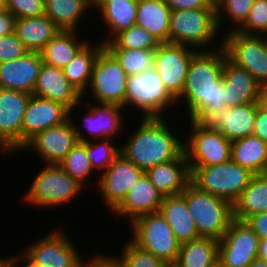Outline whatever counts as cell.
<instances>
[{
	"instance_id": "cell-11",
	"label": "cell",
	"mask_w": 267,
	"mask_h": 267,
	"mask_svg": "<svg viewBox=\"0 0 267 267\" xmlns=\"http://www.w3.org/2000/svg\"><path fill=\"white\" fill-rule=\"evenodd\" d=\"M189 138L184 140V153L189 167H207L231 160V145L217 129H205L190 120Z\"/></svg>"
},
{
	"instance_id": "cell-40",
	"label": "cell",
	"mask_w": 267,
	"mask_h": 267,
	"mask_svg": "<svg viewBox=\"0 0 267 267\" xmlns=\"http://www.w3.org/2000/svg\"><path fill=\"white\" fill-rule=\"evenodd\" d=\"M253 2L254 0H222L215 8L219 30L223 29L221 28V24L225 21L224 18L226 16L228 18L227 20H232L231 22L234 24V26H231L234 28L229 29L228 31L236 30L245 21Z\"/></svg>"
},
{
	"instance_id": "cell-14",
	"label": "cell",
	"mask_w": 267,
	"mask_h": 267,
	"mask_svg": "<svg viewBox=\"0 0 267 267\" xmlns=\"http://www.w3.org/2000/svg\"><path fill=\"white\" fill-rule=\"evenodd\" d=\"M50 232L34 241L23 252L42 267H84L85 260L67 233L61 227Z\"/></svg>"
},
{
	"instance_id": "cell-36",
	"label": "cell",
	"mask_w": 267,
	"mask_h": 267,
	"mask_svg": "<svg viewBox=\"0 0 267 267\" xmlns=\"http://www.w3.org/2000/svg\"><path fill=\"white\" fill-rule=\"evenodd\" d=\"M107 49L117 58L128 76L154 69L156 49Z\"/></svg>"
},
{
	"instance_id": "cell-27",
	"label": "cell",
	"mask_w": 267,
	"mask_h": 267,
	"mask_svg": "<svg viewBox=\"0 0 267 267\" xmlns=\"http://www.w3.org/2000/svg\"><path fill=\"white\" fill-rule=\"evenodd\" d=\"M59 31L45 14L15 19L14 33L29 52H40Z\"/></svg>"
},
{
	"instance_id": "cell-24",
	"label": "cell",
	"mask_w": 267,
	"mask_h": 267,
	"mask_svg": "<svg viewBox=\"0 0 267 267\" xmlns=\"http://www.w3.org/2000/svg\"><path fill=\"white\" fill-rule=\"evenodd\" d=\"M222 79L226 87L225 102L227 107L257 103L261 85L248 70L236 66L226 58Z\"/></svg>"
},
{
	"instance_id": "cell-56",
	"label": "cell",
	"mask_w": 267,
	"mask_h": 267,
	"mask_svg": "<svg viewBox=\"0 0 267 267\" xmlns=\"http://www.w3.org/2000/svg\"><path fill=\"white\" fill-rule=\"evenodd\" d=\"M209 3L214 6L215 8L218 6V4L222 1V0H208Z\"/></svg>"
},
{
	"instance_id": "cell-34",
	"label": "cell",
	"mask_w": 267,
	"mask_h": 267,
	"mask_svg": "<svg viewBox=\"0 0 267 267\" xmlns=\"http://www.w3.org/2000/svg\"><path fill=\"white\" fill-rule=\"evenodd\" d=\"M138 0H110L98 9V15L103 18L109 30L107 38L101 40L103 44L110 41L119 32L136 24Z\"/></svg>"
},
{
	"instance_id": "cell-2",
	"label": "cell",
	"mask_w": 267,
	"mask_h": 267,
	"mask_svg": "<svg viewBox=\"0 0 267 267\" xmlns=\"http://www.w3.org/2000/svg\"><path fill=\"white\" fill-rule=\"evenodd\" d=\"M140 121L133 136L120 145V152L127 160L146 172L184 153V142L169 128L164 117L141 118Z\"/></svg>"
},
{
	"instance_id": "cell-31",
	"label": "cell",
	"mask_w": 267,
	"mask_h": 267,
	"mask_svg": "<svg viewBox=\"0 0 267 267\" xmlns=\"http://www.w3.org/2000/svg\"><path fill=\"white\" fill-rule=\"evenodd\" d=\"M219 240L199 237L180 244L177 267H218Z\"/></svg>"
},
{
	"instance_id": "cell-13",
	"label": "cell",
	"mask_w": 267,
	"mask_h": 267,
	"mask_svg": "<svg viewBox=\"0 0 267 267\" xmlns=\"http://www.w3.org/2000/svg\"><path fill=\"white\" fill-rule=\"evenodd\" d=\"M259 237L245 221L233 219L219 240L218 267H247L258 258Z\"/></svg>"
},
{
	"instance_id": "cell-50",
	"label": "cell",
	"mask_w": 267,
	"mask_h": 267,
	"mask_svg": "<svg viewBox=\"0 0 267 267\" xmlns=\"http://www.w3.org/2000/svg\"><path fill=\"white\" fill-rule=\"evenodd\" d=\"M23 254V255H22ZM24 259V260H23ZM23 261L22 264L25 263V265L21 266L20 262ZM19 261V262H18ZM20 266H19V265ZM10 267H42L41 265L34 262L32 259H30L24 252L21 253L19 256H10Z\"/></svg>"
},
{
	"instance_id": "cell-10",
	"label": "cell",
	"mask_w": 267,
	"mask_h": 267,
	"mask_svg": "<svg viewBox=\"0 0 267 267\" xmlns=\"http://www.w3.org/2000/svg\"><path fill=\"white\" fill-rule=\"evenodd\" d=\"M221 40L227 58L248 70L261 85H267V36L226 31Z\"/></svg>"
},
{
	"instance_id": "cell-4",
	"label": "cell",
	"mask_w": 267,
	"mask_h": 267,
	"mask_svg": "<svg viewBox=\"0 0 267 267\" xmlns=\"http://www.w3.org/2000/svg\"><path fill=\"white\" fill-rule=\"evenodd\" d=\"M181 194L186 199L199 236L220 240L233 220L232 204L198 189L191 182Z\"/></svg>"
},
{
	"instance_id": "cell-39",
	"label": "cell",
	"mask_w": 267,
	"mask_h": 267,
	"mask_svg": "<svg viewBox=\"0 0 267 267\" xmlns=\"http://www.w3.org/2000/svg\"><path fill=\"white\" fill-rule=\"evenodd\" d=\"M112 141V139L86 141V154L94 171H96V169L105 171L121 153L120 146L114 145Z\"/></svg>"
},
{
	"instance_id": "cell-9",
	"label": "cell",
	"mask_w": 267,
	"mask_h": 267,
	"mask_svg": "<svg viewBox=\"0 0 267 267\" xmlns=\"http://www.w3.org/2000/svg\"><path fill=\"white\" fill-rule=\"evenodd\" d=\"M128 75L117 58L104 47L98 54L87 91L93 100L101 104L125 107V93Z\"/></svg>"
},
{
	"instance_id": "cell-1",
	"label": "cell",
	"mask_w": 267,
	"mask_h": 267,
	"mask_svg": "<svg viewBox=\"0 0 267 267\" xmlns=\"http://www.w3.org/2000/svg\"><path fill=\"white\" fill-rule=\"evenodd\" d=\"M217 47L218 50L199 49L189 63L185 84L176 103L186 100V110L190 120L204 110L218 112L227 108L226 87L222 79L227 55L222 42Z\"/></svg>"
},
{
	"instance_id": "cell-33",
	"label": "cell",
	"mask_w": 267,
	"mask_h": 267,
	"mask_svg": "<svg viewBox=\"0 0 267 267\" xmlns=\"http://www.w3.org/2000/svg\"><path fill=\"white\" fill-rule=\"evenodd\" d=\"M104 47L101 41L94 45L88 42L62 69L68 82L82 95L89 86L95 60Z\"/></svg>"
},
{
	"instance_id": "cell-6",
	"label": "cell",
	"mask_w": 267,
	"mask_h": 267,
	"mask_svg": "<svg viewBox=\"0 0 267 267\" xmlns=\"http://www.w3.org/2000/svg\"><path fill=\"white\" fill-rule=\"evenodd\" d=\"M130 226L129 240L134 244L167 264L176 262L181 243L160 211L141 215Z\"/></svg>"
},
{
	"instance_id": "cell-32",
	"label": "cell",
	"mask_w": 267,
	"mask_h": 267,
	"mask_svg": "<svg viewBox=\"0 0 267 267\" xmlns=\"http://www.w3.org/2000/svg\"><path fill=\"white\" fill-rule=\"evenodd\" d=\"M231 160L253 174L266 173L267 143L255 135L235 140L231 145Z\"/></svg>"
},
{
	"instance_id": "cell-51",
	"label": "cell",
	"mask_w": 267,
	"mask_h": 267,
	"mask_svg": "<svg viewBox=\"0 0 267 267\" xmlns=\"http://www.w3.org/2000/svg\"><path fill=\"white\" fill-rule=\"evenodd\" d=\"M258 108L267 112V85L261 86L257 98Z\"/></svg>"
},
{
	"instance_id": "cell-58",
	"label": "cell",
	"mask_w": 267,
	"mask_h": 267,
	"mask_svg": "<svg viewBox=\"0 0 267 267\" xmlns=\"http://www.w3.org/2000/svg\"><path fill=\"white\" fill-rule=\"evenodd\" d=\"M166 267H177L174 264H167Z\"/></svg>"
},
{
	"instance_id": "cell-22",
	"label": "cell",
	"mask_w": 267,
	"mask_h": 267,
	"mask_svg": "<svg viewBox=\"0 0 267 267\" xmlns=\"http://www.w3.org/2000/svg\"><path fill=\"white\" fill-rule=\"evenodd\" d=\"M42 64L40 52L29 51L20 58L0 63V88L33 95Z\"/></svg>"
},
{
	"instance_id": "cell-38",
	"label": "cell",
	"mask_w": 267,
	"mask_h": 267,
	"mask_svg": "<svg viewBox=\"0 0 267 267\" xmlns=\"http://www.w3.org/2000/svg\"><path fill=\"white\" fill-rule=\"evenodd\" d=\"M160 42L137 24L116 34L106 42V48L157 49Z\"/></svg>"
},
{
	"instance_id": "cell-45",
	"label": "cell",
	"mask_w": 267,
	"mask_h": 267,
	"mask_svg": "<svg viewBox=\"0 0 267 267\" xmlns=\"http://www.w3.org/2000/svg\"><path fill=\"white\" fill-rule=\"evenodd\" d=\"M245 222L256 233L259 240H267V211L251 215Z\"/></svg>"
},
{
	"instance_id": "cell-44",
	"label": "cell",
	"mask_w": 267,
	"mask_h": 267,
	"mask_svg": "<svg viewBox=\"0 0 267 267\" xmlns=\"http://www.w3.org/2000/svg\"><path fill=\"white\" fill-rule=\"evenodd\" d=\"M27 52L15 33L0 36V63L20 58Z\"/></svg>"
},
{
	"instance_id": "cell-43",
	"label": "cell",
	"mask_w": 267,
	"mask_h": 267,
	"mask_svg": "<svg viewBox=\"0 0 267 267\" xmlns=\"http://www.w3.org/2000/svg\"><path fill=\"white\" fill-rule=\"evenodd\" d=\"M4 9L15 19L43 15L45 0H4Z\"/></svg>"
},
{
	"instance_id": "cell-49",
	"label": "cell",
	"mask_w": 267,
	"mask_h": 267,
	"mask_svg": "<svg viewBox=\"0 0 267 267\" xmlns=\"http://www.w3.org/2000/svg\"><path fill=\"white\" fill-rule=\"evenodd\" d=\"M15 17L3 9L0 11V36L14 33Z\"/></svg>"
},
{
	"instance_id": "cell-41",
	"label": "cell",
	"mask_w": 267,
	"mask_h": 267,
	"mask_svg": "<svg viewBox=\"0 0 267 267\" xmlns=\"http://www.w3.org/2000/svg\"><path fill=\"white\" fill-rule=\"evenodd\" d=\"M235 31L267 36V0H254L245 21Z\"/></svg>"
},
{
	"instance_id": "cell-46",
	"label": "cell",
	"mask_w": 267,
	"mask_h": 267,
	"mask_svg": "<svg viewBox=\"0 0 267 267\" xmlns=\"http://www.w3.org/2000/svg\"><path fill=\"white\" fill-rule=\"evenodd\" d=\"M84 260V267H125L120 256L96 255L94 258Z\"/></svg>"
},
{
	"instance_id": "cell-5",
	"label": "cell",
	"mask_w": 267,
	"mask_h": 267,
	"mask_svg": "<svg viewBox=\"0 0 267 267\" xmlns=\"http://www.w3.org/2000/svg\"><path fill=\"white\" fill-rule=\"evenodd\" d=\"M190 182L198 189L233 204L255 175L232 160L207 167H189Z\"/></svg>"
},
{
	"instance_id": "cell-54",
	"label": "cell",
	"mask_w": 267,
	"mask_h": 267,
	"mask_svg": "<svg viewBox=\"0 0 267 267\" xmlns=\"http://www.w3.org/2000/svg\"><path fill=\"white\" fill-rule=\"evenodd\" d=\"M110 0H90V7H92L91 9H95L97 8V10L106 2H108Z\"/></svg>"
},
{
	"instance_id": "cell-7",
	"label": "cell",
	"mask_w": 267,
	"mask_h": 267,
	"mask_svg": "<svg viewBox=\"0 0 267 267\" xmlns=\"http://www.w3.org/2000/svg\"><path fill=\"white\" fill-rule=\"evenodd\" d=\"M175 104L176 100L166 91L155 69L128 76L125 109L133 107L139 110L142 112V118L164 117V110Z\"/></svg>"
},
{
	"instance_id": "cell-26",
	"label": "cell",
	"mask_w": 267,
	"mask_h": 267,
	"mask_svg": "<svg viewBox=\"0 0 267 267\" xmlns=\"http://www.w3.org/2000/svg\"><path fill=\"white\" fill-rule=\"evenodd\" d=\"M159 211L166 219L176 239L180 243L200 237L186 199L182 194L165 196Z\"/></svg>"
},
{
	"instance_id": "cell-47",
	"label": "cell",
	"mask_w": 267,
	"mask_h": 267,
	"mask_svg": "<svg viewBox=\"0 0 267 267\" xmlns=\"http://www.w3.org/2000/svg\"><path fill=\"white\" fill-rule=\"evenodd\" d=\"M171 10H192L214 7L208 0H164Z\"/></svg>"
},
{
	"instance_id": "cell-37",
	"label": "cell",
	"mask_w": 267,
	"mask_h": 267,
	"mask_svg": "<svg viewBox=\"0 0 267 267\" xmlns=\"http://www.w3.org/2000/svg\"><path fill=\"white\" fill-rule=\"evenodd\" d=\"M59 166L70 175L81 186L85 187L94 169L86 154V141L77 142L67 153L66 157L59 163Z\"/></svg>"
},
{
	"instance_id": "cell-8",
	"label": "cell",
	"mask_w": 267,
	"mask_h": 267,
	"mask_svg": "<svg viewBox=\"0 0 267 267\" xmlns=\"http://www.w3.org/2000/svg\"><path fill=\"white\" fill-rule=\"evenodd\" d=\"M30 184L25 201L44 209L66 205L84 188L56 164H46Z\"/></svg>"
},
{
	"instance_id": "cell-15",
	"label": "cell",
	"mask_w": 267,
	"mask_h": 267,
	"mask_svg": "<svg viewBox=\"0 0 267 267\" xmlns=\"http://www.w3.org/2000/svg\"><path fill=\"white\" fill-rule=\"evenodd\" d=\"M198 51L170 42L160 43L156 49L154 69L158 72L166 91L175 100L181 95L189 63Z\"/></svg>"
},
{
	"instance_id": "cell-53",
	"label": "cell",
	"mask_w": 267,
	"mask_h": 267,
	"mask_svg": "<svg viewBox=\"0 0 267 267\" xmlns=\"http://www.w3.org/2000/svg\"><path fill=\"white\" fill-rule=\"evenodd\" d=\"M247 267H267V261L259 258L251 262Z\"/></svg>"
},
{
	"instance_id": "cell-23",
	"label": "cell",
	"mask_w": 267,
	"mask_h": 267,
	"mask_svg": "<svg viewBox=\"0 0 267 267\" xmlns=\"http://www.w3.org/2000/svg\"><path fill=\"white\" fill-rule=\"evenodd\" d=\"M164 196L151 183L144 173L131 189L123 201L113 210L112 214L127 217L129 224L137 217L158 212Z\"/></svg>"
},
{
	"instance_id": "cell-16",
	"label": "cell",
	"mask_w": 267,
	"mask_h": 267,
	"mask_svg": "<svg viewBox=\"0 0 267 267\" xmlns=\"http://www.w3.org/2000/svg\"><path fill=\"white\" fill-rule=\"evenodd\" d=\"M30 96L0 88V151L3 154L12 155L22 149V123Z\"/></svg>"
},
{
	"instance_id": "cell-17",
	"label": "cell",
	"mask_w": 267,
	"mask_h": 267,
	"mask_svg": "<svg viewBox=\"0 0 267 267\" xmlns=\"http://www.w3.org/2000/svg\"><path fill=\"white\" fill-rule=\"evenodd\" d=\"M100 175L98 190L105 205L112 212L124 199L131 187L145 173L121 153Z\"/></svg>"
},
{
	"instance_id": "cell-21",
	"label": "cell",
	"mask_w": 267,
	"mask_h": 267,
	"mask_svg": "<svg viewBox=\"0 0 267 267\" xmlns=\"http://www.w3.org/2000/svg\"><path fill=\"white\" fill-rule=\"evenodd\" d=\"M33 95L60 102L70 109L81 106L82 94L71 85L61 68L53 67L43 63L33 90Z\"/></svg>"
},
{
	"instance_id": "cell-57",
	"label": "cell",
	"mask_w": 267,
	"mask_h": 267,
	"mask_svg": "<svg viewBox=\"0 0 267 267\" xmlns=\"http://www.w3.org/2000/svg\"><path fill=\"white\" fill-rule=\"evenodd\" d=\"M4 9V0H0V11Z\"/></svg>"
},
{
	"instance_id": "cell-18",
	"label": "cell",
	"mask_w": 267,
	"mask_h": 267,
	"mask_svg": "<svg viewBox=\"0 0 267 267\" xmlns=\"http://www.w3.org/2000/svg\"><path fill=\"white\" fill-rule=\"evenodd\" d=\"M92 102L84 101L82 102V106L88 112L83 114L82 118L83 124L82 126H86L87 134H91L92 138H87L86 133H82L77 124L74 123L70 115V119L73 122L76 131V137L78 142L90 141V139L99 140V139H114L115 135L119 136L118 133L123 129L122 125L124 121H122V114L124 107L112 104H91ZM92 106H91V105ZM122 112V113H121ZM118 132V133H117Z\"/></svg>"
},
{
	"instance_id": "cell-55",
	"label": "cell",
	"mask_w": 267,
	"mask_h": 267,
	"mask_svg": "<svg viewBox=\"0 0 267 267\" xmlns=\"http://www.w3.org/2000/svg\"><path fill=\"white\" fill-rule=\"evenodd\" d=\"M5 256L0 258V267H10V257Z\"/></svg>"
},
{
	"instance_id": "cell-28",
	"label": "cell",
	"mask_w": 267,
	"mask_h": 267,
	"mask_svg": "<svg viewBox=\"0 0 267 267\" xmlns=\"http://www.w3.org/2000/svg\"><path fill=\"white\" fill-rule=\"evenodd\" d=\"M170 7L164 0H138L136 24L160 43L169 42Z\"/></svg>"
},
{
	"instance_id": "cell-42",
	"label": "cell",
	"mask_w": 267,
	"mask_h": 267,
	"mask_svg": "<svg viewBox=\"0 0 267 267\" xmlns=\"http://www.w3.org/2000/svg\"><path fill=\"white\" fill-rule=\"evenodd\" d=\"M122 249L120 257L125 267H166L167 265L161 258L141 249L131 240H128Z\"/></svg>"
},
{
	"instance_id": "cell-19",
	"label": "cell",
	"mask_w": 267,
	"mask_h": 267,
	"mask_svg": "<svg viewBox=\"0 0 267 267\" xmlns=\"http://www.w3.org/2000/svg\"><path fill=\"white\" fill-rule=\"evenodd\" d=\"M77 142L75 127L69 119L62 125L36 133L21 151H37L44 163L59 165Z\"/></svg>"
},
{
	"instance_id": "cell-52",
	"label": "cell",
	"mask_w": 267,
	"mask_h": 267,
	"mask_svg": "<svg viewBox=\"0 0 267 267\" xmlns=\"http://www.w3.org/2000/svg\"><path fill=\"white\" fill-rule=\"evenodd\" d=\"M258 258L267 261V240H259Z\"/></svg>"
},
{
	"instance_id": "cell-12",
	"label": "cell",
	"mask_w": 267,
	"mask_h": 267,
	"mask_svg": "<svg viewBox=\"0 0 267 267\" xmlns=\"http://www.w3.org/2000/svg\"><path fill=\"white\" fill-rule=\"evenodd\" d=\"M257 103L227 107L218 112L204 110L193 121L205 129L219 130L229 141L253 135Z\"/></svg>"
},
{
	"instance_id": "cell-25",
	"label": "cell",
	"mask_w": 267,
	"mask_h": 267,
	"mask_svg": "<svg viewBox=\"0 0 267 267\" xmlns=\"http://www.w3.org/2000/svg\"><path fill=\"white\" fill-rule=\"evenodd\" d=\"M145 173L164 197L181 194L191 180L185 153L176 160L151 167Z\"/></svg>"
},
{
	"instance_id": "cell-20",
	"label": "cell",
	"mask_w": 267,
	"mask_h": 267,
	"mask_svg": "<svg viewBox=\"0 0 267 267\" xmlns=\"http://www.w3.org/2000/svg\"><path fill=\"white\" fill-rule=\"evenodd\" d=\"M70 109L60 102L30 96L22 123V148L36 133L64 124Z\"/></svg>"
},
{
	"instance_id": "cell-29",
	"label": "cell",
	"mask_w": 267,
	"mask_h": 267,
	"mask_svg": "<svg viewBox=\"0 0 267 267\" xmlns=\"http://www.w3.org/2000/svg\"><path fill=\"white\" fill-rule=\"evenodd\" d=\"M78 37L77 31L60 30L40 51L43 63L63 69L89 42Z\"/></svg>"
},
{
	"instance_id": "cell-30",
	"label": "cell",
	"mask_w": 267,
	"mask_h": 267,
	"mask_svg": "<svg viewBox=\"0 0 267 267\" xmlns=\"http://www.w3.org/2000/svg\"><path fill=\"white\" fill-rule=\"evenodd\" d=\"M233 219L245 221L249 216L267 211V174H255L232 204Z\"/></svg>"
},
{
	"instance_id": "cell-3",
	"label": "cell",
	"mask_w": 267,
	"mask_h": 267,
	"mask_svg": "<svg viewBox=\"0 0 267 267\" xmlns=\"http://www.w3.org/2000/svg\"><path fill=\"white\" fill-rule=\"evenodd\" d=\"M215 7L192 10H171L169 22V42L196 50L209 51L219 34ZM204 47V48H203Z\"/></svg>"
},
{
	"instance_id": "cell-35",
	"label": "cell",
	"mask_w": 267,
	"mask_h": 267,
	"mask_svg": "<svg viewBox=\"0 0 267 267\" xmlns=\"http://www.w3.org/2000/svg\"><path fill=\"white\" fill-rule=\"evenodd\" d=\"M89 8L91 10L90 0H45L44 14L60 30L77 31L79 21Z\"/></svg>"
},
{
	"instance_id": "cell-48",
	"label": "cell",
	"mask_w": 267,
	"mask_h": 267,
	"mask_svg": "<svg viewBox=\"0 0 267 267\" xmlns=\"http://www.w3.org/2000/svg\"><path fill=\"white\" fill-rule=\"evenodd\" d=\"M253 135L267 143V112L257 108Z\"/></svg>"
}]
</instances>
